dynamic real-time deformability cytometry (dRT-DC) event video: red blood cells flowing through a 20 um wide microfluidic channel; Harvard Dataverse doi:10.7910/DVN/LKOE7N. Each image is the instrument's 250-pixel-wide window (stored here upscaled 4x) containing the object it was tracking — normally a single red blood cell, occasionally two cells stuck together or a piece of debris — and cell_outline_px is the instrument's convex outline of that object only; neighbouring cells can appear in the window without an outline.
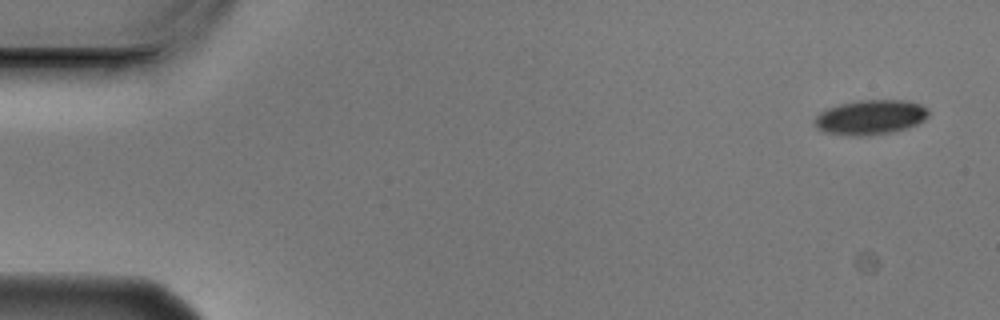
{"species": "Egyptian fruit bat (a non-hibernating species)", "species_latin": "Rousettus aegyptiacus", "temperature_condition": "cold", "stored_images_in_passage": 4, "camera_frame_rate_fps": 3000, "um_per_image_px": 0.085, "animal": {"sex": "male"}, "frame": {"image": 1, "passage_image": 1, "time_ms": 0.0, "image_size_px": [1000, 320], "cell_outline_px": [[928, 116], [924, 120], [916, 124], [904, 128], [888, 132], [860, 136], [856, 136], [824, 132], [816, 128], [812, 120], [820, 112], [828, 108], [840, 104], [860, 100], [908, 100], [920, 104], [928, 108]], "centroid_in_image_um": [73.96, 9.95], "position_along_channel_um": 11.0, "area_um2": 22.89}}